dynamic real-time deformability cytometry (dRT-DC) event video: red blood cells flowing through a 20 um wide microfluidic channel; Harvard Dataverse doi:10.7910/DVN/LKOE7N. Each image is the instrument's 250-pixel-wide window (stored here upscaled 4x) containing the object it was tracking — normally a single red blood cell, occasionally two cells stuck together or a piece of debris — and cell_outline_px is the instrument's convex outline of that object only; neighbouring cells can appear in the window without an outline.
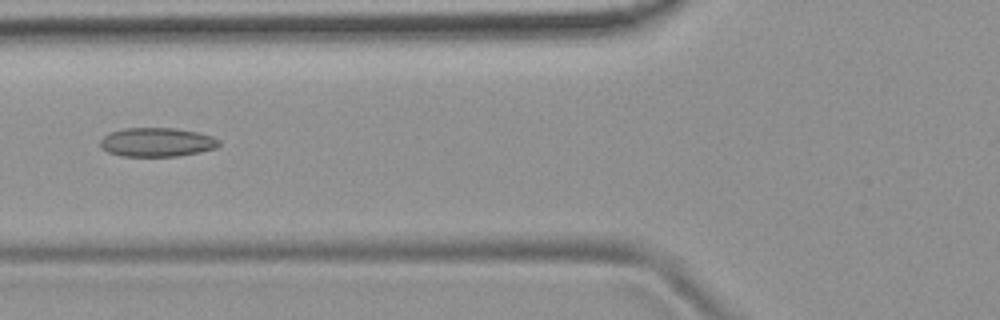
{"species": "common noctule bat (a hibernating species)", "species_latin": "Nyctalus noctula", "temperature_condition": "room temperature", "stored_images_in_passage": 3, "camera_frame_rate_fps": 3000, "um_per_image_px": 0.085, "animal": {"sex": "female", "body_mass_g": 19.9}, "frame": {"image": 1, "passage_image": 3, "time_ms": 2.333, "image_size_px": [1000, 320], "cell_outline_px": [[220, 144], [216, 148], [200, 152], [180, 156], [120, 156], [108, 152], [100, 148], [100, 140], [108, 132], [124, 128], [176, 128], [196, 132], [212, 136], [220, 140]], "centroid_in_image_um": [13.32, 12.09], "position_along_channel_um": 112.5, "area_um2": 20.23}}